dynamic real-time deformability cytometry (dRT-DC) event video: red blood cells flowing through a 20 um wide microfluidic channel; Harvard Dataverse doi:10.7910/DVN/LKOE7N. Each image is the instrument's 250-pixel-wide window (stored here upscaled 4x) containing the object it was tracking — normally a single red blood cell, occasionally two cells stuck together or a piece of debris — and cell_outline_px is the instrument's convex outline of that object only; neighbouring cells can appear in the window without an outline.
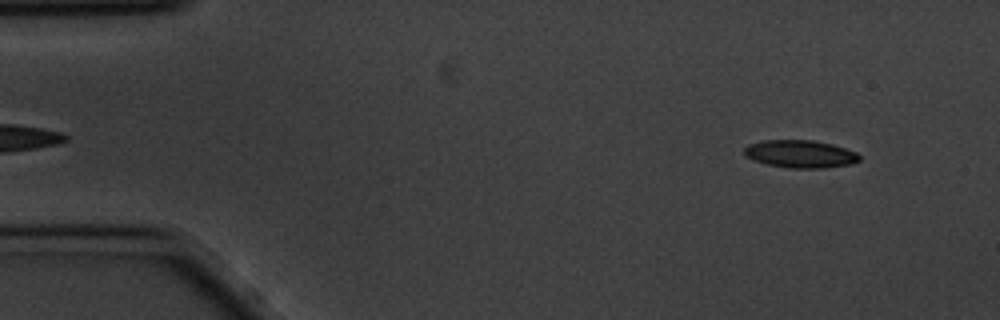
{"species": "common noctule bat (a hibernating species)", "species_latin": "Nyctalus noctula", "temperature_condition": "cold", "stored_images_in_passage": 58, "camera_frame_rate_fps": 3000, "um_per_image_px": 0.085, "animal": {"sex": "male", "body_mass_g": 20.1, "forearm_length_mm": 53.5}, "frame": {"image": 1, "passage_image": 6, "time_ms": 1.667, "image_size_px": [1000, 320], "cell_outline_px": [[860, 160], [852, 164], [824, 168], [788, 168], [768, 164], [752, 160], [744, 156], [744, 148], [748, 144], [764, 140], [812, 140], [832, 144], [856, 152], [860, 156]], "centroid_in_image_um": [68.01, 13.09], "position_along_channel_um": 17.0, "area_um2": 18.67}}
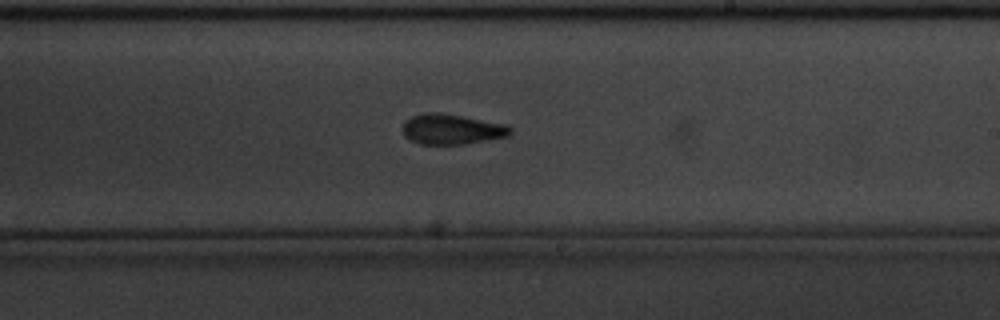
{"frame": {"image": 2, "passage_image": 34, "time_ms": 11.0, "image_size_px": [1000, 320], "cell_outline_px": [[512, 132], [508, 136], [464, 144], [420, 144], [404, 136], [404, 120], [412, 116], [424, 112], [444, 112], [504, 124], [512, 128]], "centroid_in_image_um": [38.39, 10.97], "position_along_channel_um": 250.6, "area_um2": 19.02}}
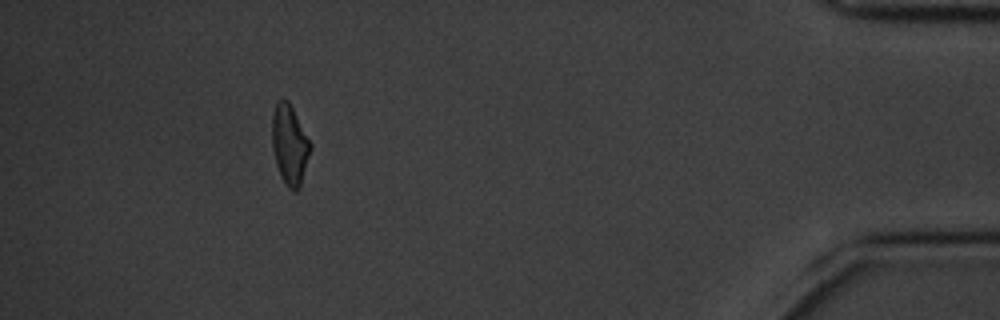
{"frame": {"image": 3, "passage_image": 53, "time_ms": 17.333, "image_size_px": [1000, 320], "cell_outline_px": [[312, 148], [300, 188], [296, 192], [292, 192], [284, 184], [280, 176], [276, 164], [272, 148], [272, 112], [276, 104], [280, 100], [288, 100], [312, 144]], "centroid_in_image_um": [24.63, 12.36], "position_along_channel_um": 410.6, "area_um2": 18.09}, "authors_computed_cell_mechanics": {"area_um2": 18.3515, "velocity_mm_per_s": 3.4603, "shape_relaxation_time_tau1_ms": 4.0439, "shape_relaxation_time_tau2_ms": 2.5755, "deformation_change_tau1": 0.1052, "deformation_change_tau2": 0.0961}}